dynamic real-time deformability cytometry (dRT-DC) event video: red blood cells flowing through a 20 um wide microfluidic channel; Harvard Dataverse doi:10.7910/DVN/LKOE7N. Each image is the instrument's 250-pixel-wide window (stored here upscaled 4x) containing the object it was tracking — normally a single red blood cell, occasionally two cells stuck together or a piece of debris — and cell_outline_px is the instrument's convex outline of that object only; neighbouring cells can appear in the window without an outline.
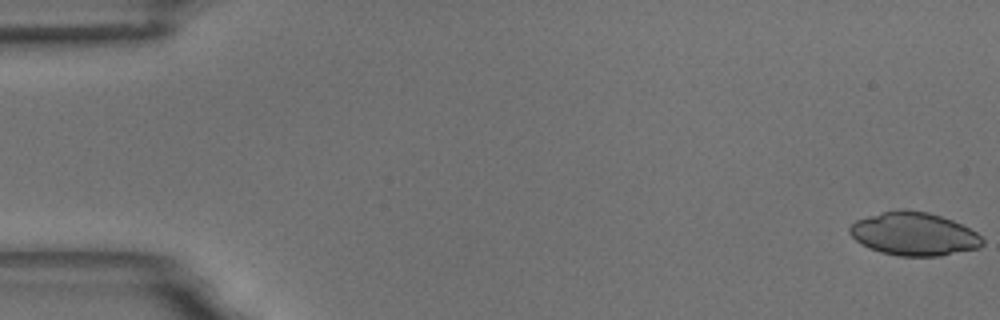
{"species": "common noctule bat (a hibernating species)", "species_latin": "Nyctalus noctula", "temperature_condition": "room temperature", "stored_images_in_passage": 59, "camera_frame_rate_fps": 3000, "um_per_image_px": 0.085, "animal": {"sex": "male", "body_mass_g": 18.8}, "frame": {"image": 1, "passage_image": 1, "time_ms": 0.0, "image_size_px": [1000, 320], "cell_outline_px": [[984, 244], [980, 248], [940, 256], [900, 256], [880, 252], [868, 248], [860, 244], [848, 232], [848, 228], [856, 220], [868, 216], [900, 208], [904, 208], [928, 212], [952, 220], [976, 232], [984, 240]], "centroid_in_image_um": [77.67, 19.89], "position_along_channel_um": 7.3, "area_um2": 33.58}}